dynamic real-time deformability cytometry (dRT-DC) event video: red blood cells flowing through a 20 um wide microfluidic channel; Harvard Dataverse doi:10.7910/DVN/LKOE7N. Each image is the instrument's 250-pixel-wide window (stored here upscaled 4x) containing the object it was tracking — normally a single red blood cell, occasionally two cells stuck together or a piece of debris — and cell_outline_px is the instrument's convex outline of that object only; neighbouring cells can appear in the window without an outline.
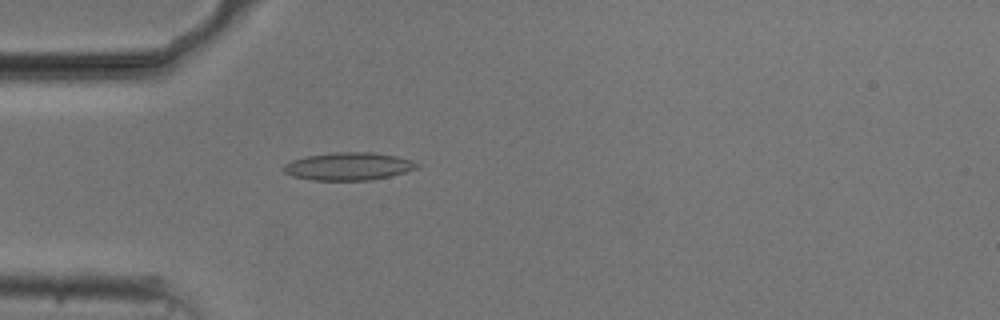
{"species": "common noctule bat (a hibernating species)", "species_latin": "Nyctalus noctula", "temperature_condition": "cold", "stored_images_in_passage": 53, "camera_frame_rate_fps": 3000, "um_per_image_px": 0.085, "animal": {"sex": "male", "body_mass_g": 20.5, "forearm_length_mm": 52.5}, "frame": {"image": 1, "passage_image": 15, "time_ms": 4.667, "image_size_px": [1000, 320], "cell_outline_px": [[420, 164], [416, 168], [392, 176], [368, 180], [312, 180], [292, 176], [284, 172], [280, 168], [284, 164], [292, 160], [308, 156], [336, 152], [372, 152], [396, 156], [412, 160]], "centroid_in_image_um": [29.6, 14.14], "position_along_channel_um": 55.4, "area_um2": 21.56}}
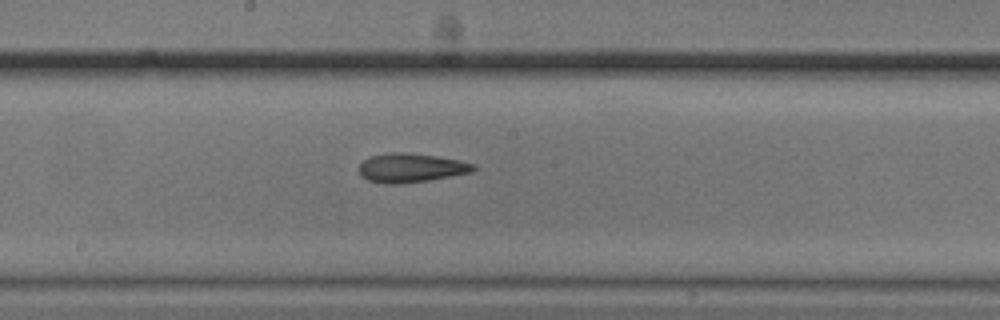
{"frame": {"image": 2, "passage_image": 28, "time_ms": 9.0, "image_size_px": [1000, 320], "cell_outline_px": [[476, 168], [472, 172], [428, 180], [400, 184], [388, 184], [368, 180], [360, 176], [360, 164], [368, 156], [388, 152], [404, 152], [436, 156], [460, 160], [476, 164]], "centroid_in_image_um": [34.92, 14.26], "position_along_channel_um": 213.3, "area_um2": 19.42}}
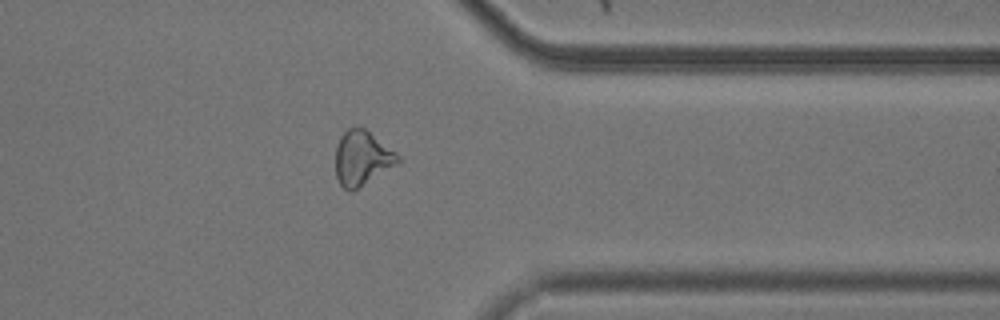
{"frame": {"image": 3, "passage_image": 42, "time_ms": 13.667, "image_size_px": [1000, 320], "cell_outline_px": [[400, 164], [352, 192], [348, 192], [340, 184], [336, 176], [336, 148], [340, 136], [348, 128], [364, 128], [396, 152], [400, 156]], "centroid_in_image_um": [30.8, 13.48], "position_along_channel_um": 380.6, "area_um2": 20.0}, "authors_computed_cell_mechanics": {"area_um2": 20.1722, "velocity_mm_per_s": 3.7579, "shape_relaxation_time_tau1_ms": null, "shape_relaxation_time_tau2_ms": 5.074, "deformation_change_tau1": null, "deformation_change_tau2": 0.155}}